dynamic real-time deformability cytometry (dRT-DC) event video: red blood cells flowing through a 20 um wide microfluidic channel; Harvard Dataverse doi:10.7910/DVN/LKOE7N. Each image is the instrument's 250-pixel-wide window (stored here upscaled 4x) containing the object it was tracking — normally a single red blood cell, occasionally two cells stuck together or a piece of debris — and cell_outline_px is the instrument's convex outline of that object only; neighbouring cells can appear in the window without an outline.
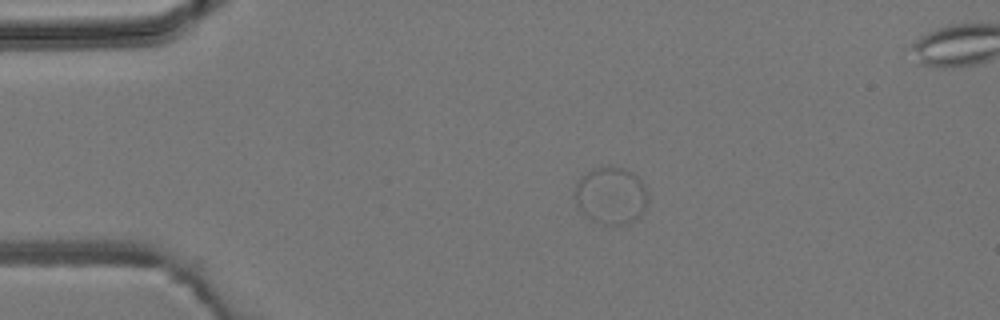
{"species": "common noctule bat (a hibernating species)", "species_latin": "Nyctalus noctula", "temperature_condition": "room temperature", "stored_images_in_passage": 3, "camera_frame_rate_fps": 3000, "um_per_image_px": 0.085, "animal": {"sex": "male", "body_mass_g": 19.2, "forearm_length_mm": 51.8}, "frame": {"image": 1, "passage_image": 1, "time_ms": 0.0, "image_size_px": [1000, 320], "cell_outline_px": [[648, 200], [644, 208], [632, 220], [624, 224], [604, 224], [592, 220], [576, 208], [576, 184], [592, 168], [624, 168], [632, 172], [644, 184], [648, 192]], "centroid_in_image_um": [51.93, 16.63], "position_along_channel_um": 33.1, "area_um2": 23.76}}